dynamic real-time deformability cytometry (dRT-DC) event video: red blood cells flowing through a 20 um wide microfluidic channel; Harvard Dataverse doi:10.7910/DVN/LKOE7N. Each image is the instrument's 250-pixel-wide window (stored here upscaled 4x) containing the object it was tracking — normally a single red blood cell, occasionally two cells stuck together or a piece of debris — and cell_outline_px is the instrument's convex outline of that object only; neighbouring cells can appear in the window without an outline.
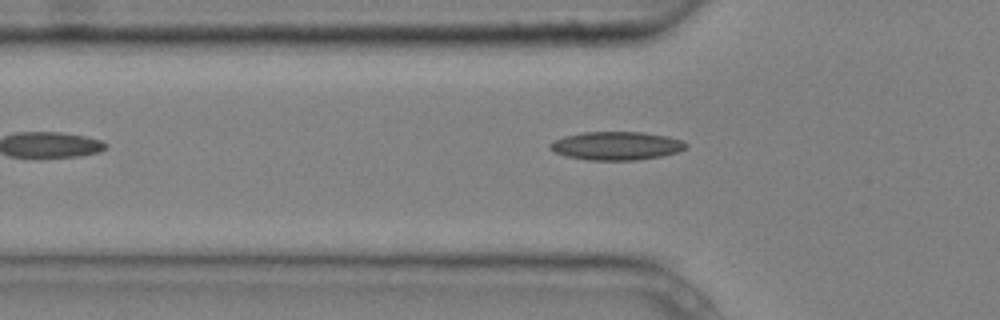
{"species": "common noctule bat (a hibernating species)", "species_latin": "Nyctalus noctula", "temperature_condition": "cold", "stored_images_in_passage": 7, "camera_frame_rate_fps": 3000, "um_per_image_px": 0.085, "animal": {"sex": "male", "body_mass_g": 20.4}, "frame": {"image": 1, "passage_image": 4, "time_ms": 1.0, "image_size_px": [1000, 320], "cell_outline_px": [[688, 148], [680, 152], [660, 156], [636, 160], [588, 160], [568, 156], [552, 152], [548, 148], [548, 144], [552, 140], [564, 136], [584, 132], [644, 132], [668, 136], [684, 140], [688, 144]], "centroid_in_image_um": [52.41, 12.39], "position_along_channel_um": 73.4, "area_um2": 22.83}}
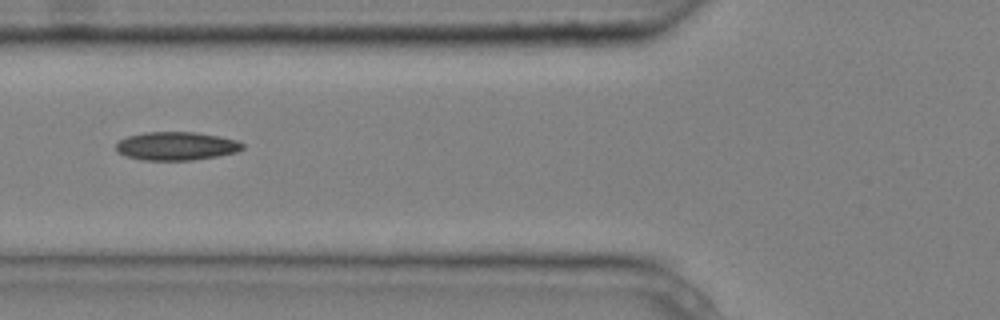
{"frame": {"image": 2, "passage_image": 5, "time_ms": 1.333, "image_size_px": [1000, 320], "cell_outline_px": [[244, 148], [236, 152], [216, 156], [192, 160], [144, 160], [128, 156], [116, 152], [116, 144], [120, 140], [128, 136], [144, 132], [196, 132], [220, 136], [236, 140], [244, 144]], "centroid_in_image_um": [14.99, 12.41], "position_along_channel_um": 110.8, "area_um2": 20.87}}